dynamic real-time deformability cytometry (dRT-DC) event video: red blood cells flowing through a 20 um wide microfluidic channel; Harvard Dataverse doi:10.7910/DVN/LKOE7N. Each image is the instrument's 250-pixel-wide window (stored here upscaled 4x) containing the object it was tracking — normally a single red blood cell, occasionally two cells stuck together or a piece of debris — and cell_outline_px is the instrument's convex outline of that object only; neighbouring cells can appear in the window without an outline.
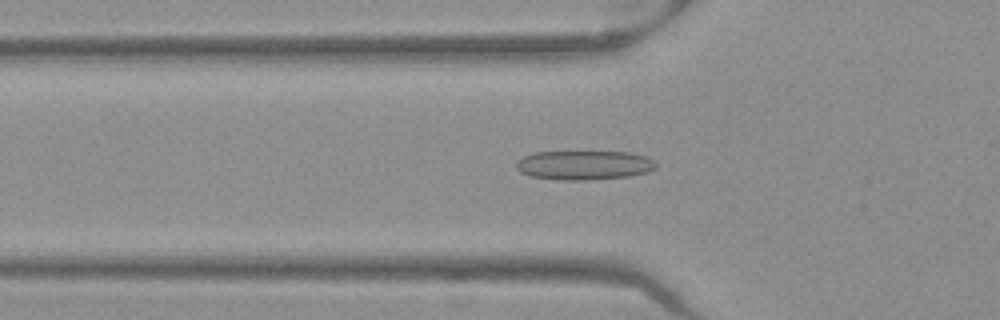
{"species": "Egyptian fruit bat (a non-hibernating species)", "species_latin": "Rousettus aegyptiacus", "temperature_condition": "warm", "stored_images_in_passage": 41, "camera_frame_rate_fps": 3000, "um_per_image_px": 0.085, "frame": {"image": 1, "passage_image": 7, "time_ms": 2.0, "image_size_px": [1000, 320], "cell_outline_px": [[656, 168], [648, 172], [628, 176], [584, 180], [556, 180], [532, 176], [520, 172], [516, 168], [516, 160], [524, 156], [536, 152], [628, 152], [644, 156], [652, 160], [656, 164]], "centroid_in_image_um": [49.61, 14.04], "position_along_channel_um": 76.2, "area_um2": 23.7}}
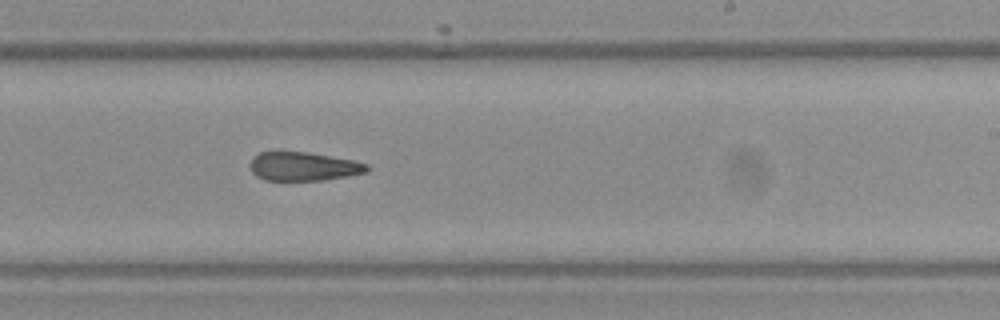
{"frame": {"image": 2, "passage_image": 21, "time_ms": 6.667, "image_size_px": [1000, 320], "cell_outline_px": [[372, 168], [368, 172], [348, 176], [324, 180], [264, 180], [256, 176], [252, 172], [252, 160], [260, 152], [308, 152], [356, 160], [368, 164]], "centroid_in_image_um": [25.9, 14.15], "position_along_channel_um": 263.1, "area_um2": 19.59}}
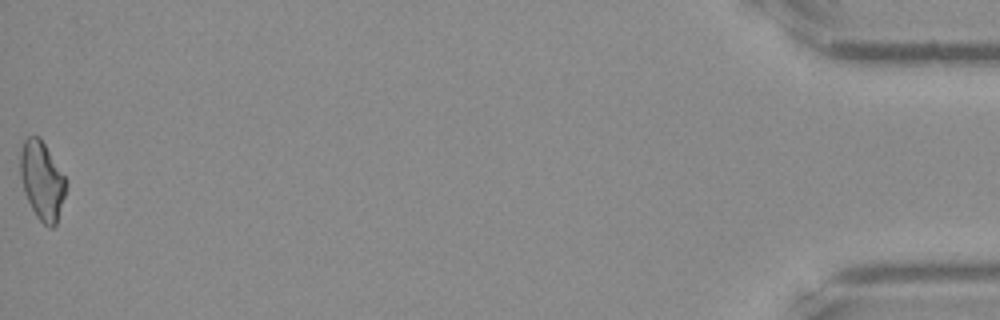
{"frame": {"image": 3, "passage_image": 41, "time_ms": 13.333, "image_size_px": [1000, 320], "cell_outline_px": [[68, 184], [56, 224], [52, 228], [48, 228], [36, 216], [24, 192], [20, 176], [20, 152], [24, 140], [28, 136], [40, 136], [68, 180]], "centroid_in_image_um": [3.59, 15.33], "position_along_channel_um": 431.6, "area_um2": 21.1}, "authors_computed_cell_mechanics": {"area_um2": 20.9814, "velocity_mm_per_s": 3.9926, "shape_relaxation_time_tau1_ms": null, "shape_relaxation_time_tau2_ms": 4.4494, "deformation_change_tau1": null, "deformation_change_tau2": 0.1307}}